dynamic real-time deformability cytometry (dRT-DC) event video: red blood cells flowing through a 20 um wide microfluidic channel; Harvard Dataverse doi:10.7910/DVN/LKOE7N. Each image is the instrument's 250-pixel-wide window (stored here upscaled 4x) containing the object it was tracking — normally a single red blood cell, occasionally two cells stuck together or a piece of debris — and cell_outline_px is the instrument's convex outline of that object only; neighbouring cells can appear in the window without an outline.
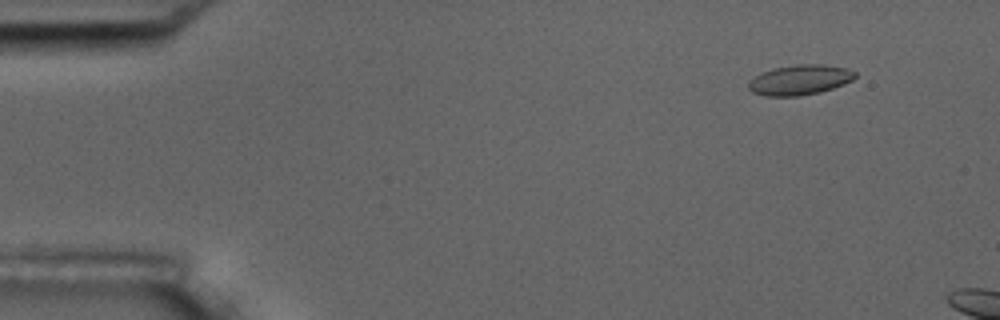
{"species": "common noctule bat (a hibernating species)", "species_latin": "Nyctalus noctula", "temperature_condition": "room temperature", "stored_images_in_passage": 4, "camera_frame_rate_fps": 3000, "um_per_image_px": 0.085, "animal": {"sex": "male", "body_mass_g": 17.5, "forearm_length_mm": 52.3}, "frame": {"image": 1, "passage_image": 2, "time_ms": 1.333, "image_size_px": [1000, 320], "cell_outline_px": [[856, 76], [852, 80], [844, 84], [820, 92], [800, 96], [764, 96], [752, 92], [748, 88], [748, 80], [760, 72], [772, 68], [796, 64], [824, 64], [844, 68], [856, 72]], "centroid_in_image_um": [67.93, 6.79], "position_along_channel_um": 17.1, "area_um2": 18.9}}